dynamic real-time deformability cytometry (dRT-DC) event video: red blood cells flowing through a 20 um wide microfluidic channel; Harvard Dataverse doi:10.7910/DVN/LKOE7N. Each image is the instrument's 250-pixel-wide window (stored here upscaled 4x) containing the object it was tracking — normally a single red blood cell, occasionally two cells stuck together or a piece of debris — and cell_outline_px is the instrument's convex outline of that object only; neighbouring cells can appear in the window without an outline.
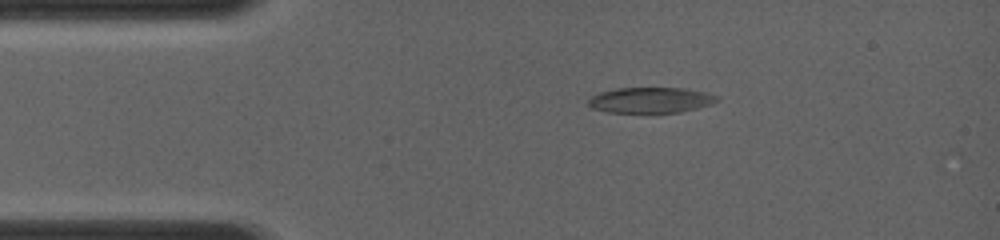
{"species": "common noctule bat (a hibernating species)", "species_latin": "Nyctalus noctula", "temperature_condition": "room temperature", "stored_images_in_passage": 29, "camera_frame_rate_fps": 4000, "um_per_image_px": 0.085, "animal": {"sex": "female", "body_mass_g": 19.0, "forearm_length_mm": 56.7}, "frame": {"image": 1, "passage_image": 2, "time_ms": 0.25, "image_size_px": [1000, 240], "cell_outline_px": [[720, 100], [712, 104], [680, 112], [608, 112], [592, 108], [588, 104], [588, 100], [592, 96], [600, 92], [616, 88], [684, 88], [704, 92], [720, 96]], "centroid_in_image_um": [55.33, 8.5], "position_along_channel_um": 29.7, "area_um2": 19.13}}
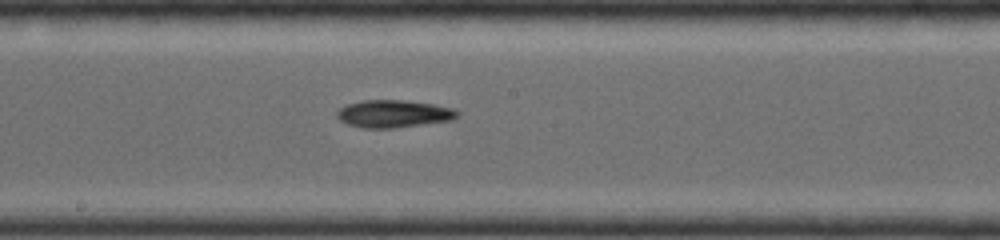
{"frame": {"image": 2, "passage_image": 14, "time_ms": 5.25, "image_size_px": [1000, 240], "cell_outline_px": [[460, 116], [448, 120], [392, 128], [364, 128], [348, 124], [340, 120], [336, 116], [336, 112], [344, 104], [364, 100], [400, 100], [432, 104], [456, 108], [460, 112]], "centroid_in_image_um": [33.43, 9.66], "position_along_channel_um": 214.8, "area_um2": 19.19}}
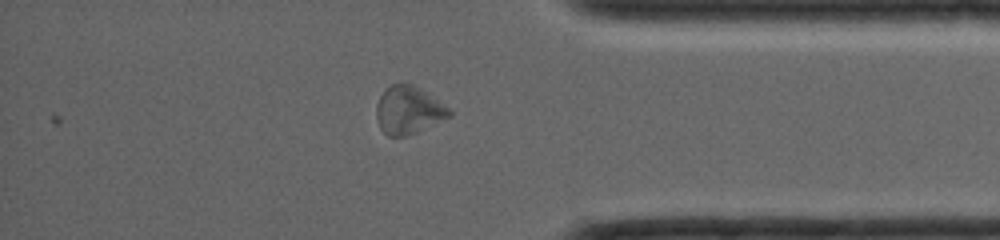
{"frame": {"image": 3, "passage_image": 25, "time_ms": 9.5, "image_size_px": [1000, 240], "cell_outline_px": [[452, 112], [448, 116], [404, 136], [388, 136], [380, 128], [376, 116], [376, 104], [380, 96], [392, 84], [412, 84], [428, 92], [448, 108]], "centroid_in_image_um": [34.67, 9.33], "position_along_channel_um": 400.5, "area_um2": 19.59}}